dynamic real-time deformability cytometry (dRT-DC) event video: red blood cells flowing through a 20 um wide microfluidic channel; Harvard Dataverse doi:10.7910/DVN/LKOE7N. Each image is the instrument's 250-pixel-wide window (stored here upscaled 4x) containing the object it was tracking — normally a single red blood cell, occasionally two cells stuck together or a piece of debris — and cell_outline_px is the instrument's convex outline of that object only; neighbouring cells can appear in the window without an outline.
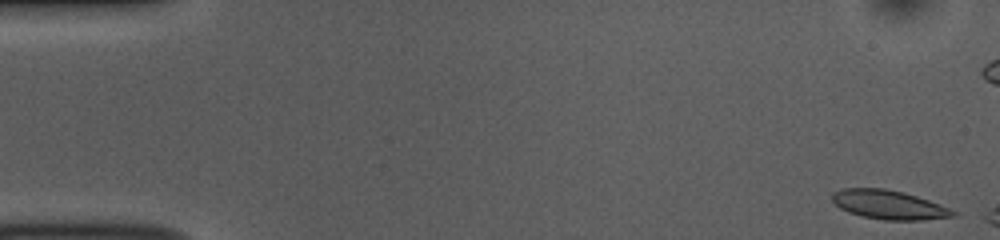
{"species": "common noctule bat (a hibernating species)", "species_latin": "Nyctalus noctula", "temperature_condition": "room temperature", "stored_images_in_passage": 49, "camera_frame_rate_fps": 3000, "um_per_image_px": 0.085, "animal": {"sex": "female", "body_mass_g": 10.0, "forearm_length_mm": 53.1}, "frame": {"image": 1, "passage_image": 1, "time_ms": 0.0, "image_size_px": [1000, 240], "cell_outline_px": [[960, 216], [924, 220], [884, 220], [860, 216], [848, 212], [840, 208], [832, 200], [832, 192], [844, 188], [884, 188], [904, 192], [928, 200], [960, 212]], "centroid_in_image_um": [75.6, 17.41], "position_along_channel_um": 9.4, "area_um2": 20.69}}
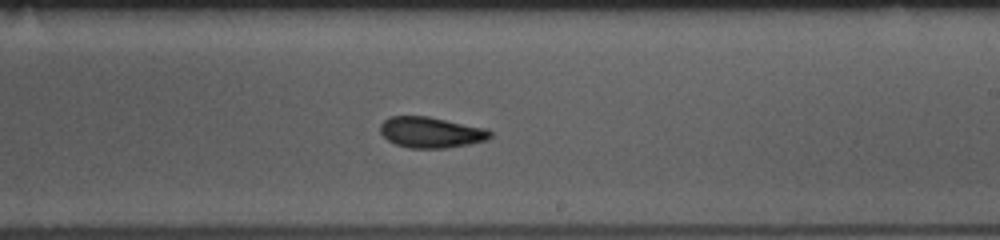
{"frame": {"image": 2, "passage_image": 30, "time_ms": 9.667, "image_size_px": [1000, 240], "cell_outline_px": [[492, 136], [488, 140], [468, 144], [444, 148], [408, 148], [396, 144], [388, 140], [380, 132], [380, 124], [384, 120], [392, 116], [428, 116], [484, 128], [492, 132]], "centroid_in_image_um": [36.62, 11.25], "position_along_channel_um": 252.4, "area_um2": 19.65}}
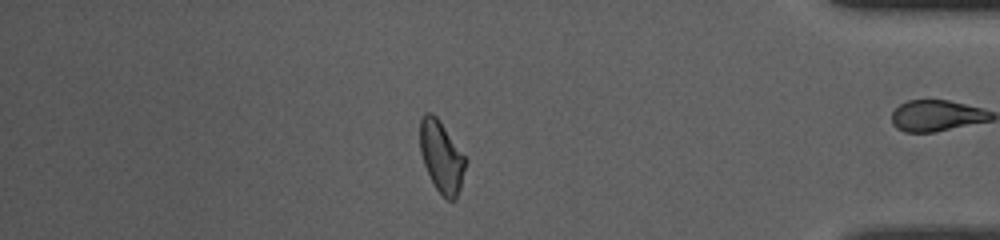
{"frame": {"image": 3, "passage_image": 44, "time_ms": 14.333, "image_size_px": [1000, 240], "cell_outline_px": [[468, 160], [460, 188], [456, 200], [448, 200], [436, 188], [424, 164], [420, 152], [420, 116], [424, 112], [432, 112], [440, 120]], "centroid_in_image_um": [37.53, 13.28], "position_along_channel_um": 397.7, "area_um2": 19.07}}